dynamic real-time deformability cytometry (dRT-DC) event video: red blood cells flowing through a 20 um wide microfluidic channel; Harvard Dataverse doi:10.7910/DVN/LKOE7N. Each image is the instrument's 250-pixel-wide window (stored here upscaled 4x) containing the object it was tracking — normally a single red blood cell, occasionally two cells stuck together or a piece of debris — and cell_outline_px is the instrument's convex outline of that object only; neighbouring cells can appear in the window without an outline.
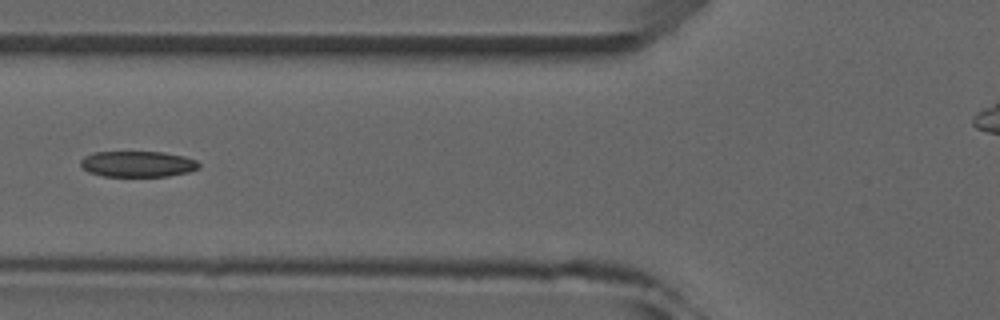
{"species": "common noctule bat (a hibernating species)", "species_latin": "Nyctalus noctula", "temperature_condition": "room temperature", "stored_images_in_passage": 6, "camera_frame_rate_fps": 3000, "um_per_image_px": 0.085, "animal": {"sex": "male", "forearm_length_mm": 52.5}, "frame": {"image": 1, "passage_image": 6, "time_ms": 5.667, "image_size_px": [1000, 320], "cell_outline_px": [[200, 168], [188, 172], [168, 176], [104, 176], [88, 172], [80, 164], [80, 160], [84, 156], [96, 152], [164, 152], [184, 156], [196, 160], [200, 164]], "centroid_in_image_um": [11.72, 13.94], "position_along_channel_um": 114.1, "area_um2": 17.86}}